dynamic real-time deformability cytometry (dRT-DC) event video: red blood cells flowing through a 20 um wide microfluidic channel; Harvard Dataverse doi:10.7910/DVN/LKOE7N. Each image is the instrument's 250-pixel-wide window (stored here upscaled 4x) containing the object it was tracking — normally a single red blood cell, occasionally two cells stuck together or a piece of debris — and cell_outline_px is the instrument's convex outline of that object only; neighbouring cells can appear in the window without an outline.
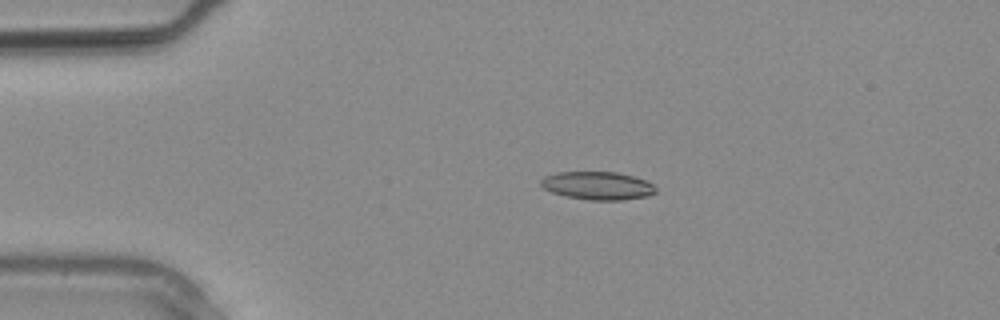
{"species": "common noctule bat (a hibernating species)", "species_latin": "Nyctalus noctula", "temperature_condition": "warm", "stored_images_in_passage": 1, "camera_frame_rate_fps": 3000, "um_per_image_px": 0.085, "animal": {"sex": "male", "body_mass_g": 20.4}, "frame": {"image": 1, "passage_image": 1, "time_ms": 0.0, "image_size_px": [1000, 320], "cell_outline_px": [[656, 192], [648, 196], [624, 200], [588, 200], [568, 196], [552, 192], [544, 188], [540, 184], [540, 180], [544, 176], [556, 172], [616, 172], [648, 180], [656, 188]], "centroid_in_image_um": [50.81, 15.78], "position_along_channel_um": 34.2, "area_um2": 18.84}}